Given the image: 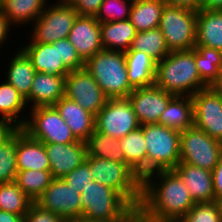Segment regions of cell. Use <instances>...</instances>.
Returning <instances> with one entry per match:
<instances>
[{"mask_svg":"<svg viewBox=\"0 0 222 222\" xmlns=\"http://www.w3.org/2000/svg\"><path fill=\"white\" fill-rule=\"evenodd\" d=\"M189 190L173 170L153 172L142 179L143 220H181L193 207Z\"/></svg>","mask_w":222,"mask_h":222,"instance_id":"obj_1","label":"cell"},{"mask_svg":"<svg viewBox=\"0 0 222 222\" xmlns=\"http://www.w3.org/2000/svg\"><path fill=\"white\" fill-rule=\"evenodd\" d=\"M155 85L178 96H192L208 87L198 72L195 48L171 51L164 59L157 62Z\"/></svg>","mask_w":222,"mask_h":222,"instance_id":"obj_2","label":"cell"},{"mask_svg":"<svg viewBox=\"0 0 222 222\" xmlns=\"http://www.w3.org/2000/svg\"><path fill=\"white\" fill-rule=\"evenodd\" d=\"M84 68L108 98H127L134 90L129 84L124 52L103 49L88 59Z\"/></svg>","mask_w":222,"mask_h":222,"instance_id":"obj_3","label":"cell"},{"mask_svg":"<svg viewBox=\"0 0 222 222\" xmlns=\"http://www.w3.org/2000/svg\"><path fill=\"white\" fill-rule=\"evenodd\" d=\"M94 181L117 191L131 206L140 205L142 179L126 163L86 156Z\"/></svg>","mask_w":222,"mask_h":222,"instance_id":"obj_4","label":"cell"},{"mask_svg":"<svg viewBox=\"0 0 222 222\" xmlns=\"http://www.w3.org/2000/svg\"><path fill=\"white\" fill-rule=\"evenodd\" d=\"M147 150L146 176L172 170L180 162V132L160 124L143 125Z\"/></svg>","mask_w":222,"mask_h":222,"instance_id":"obj_5","label":"cell"},{"mask_svg":"<svg viewBox=\"0 0 222 222\" xmlns=\"http://www.w3.org/2000/svg\"><path fill=\"white\" fill-rule=\"evenodd\" d=\"M77 16V11L66 0H57L51 5L49 2L32 24L31 35H28L29 41L26 44L53 43L68 38Z\"/></svg>","mask_w":222,"mask_h":222,"instance_id":"obj_6","label":"cell"},{"mask_svg":"<svg viewBox=\"0 0 222 222\" xmlns=\"http://www.w3.org/2000/svg\"><path fill=\"white\" fill-rule=\"evenodd\" d=\"M196 20L197 11L165 5L159 28L170 52L194 49L196 45Z\"/></svg>","mask_w":222,"mask_h":222,"instance_id":"obj_7","label":"cell"},{"mask_svg":"<svg viewBox=\"0 0 222 222\" xmlns=\"http://www.w3.org/2000/svg\"><path fill=\"white\" fill-rule=\"evenodd\" d=\"M30 116L21 127L30 137L42 143H74L78 140L54 106L29 109Z\"/></svg>","mask_w":222,"mask_h":222,"instance_id":"obj_8","label":"cell"},{"mask_svg":"<svg viewBox=\"0 0 222 222\" xmlns=\"http://www.w3.org/2000/svg\"><path fill=\"white\" fill-rule=\"evenodd\" d=\"M82 219L113 220L131 205L114 189L93 181L81 193Z\"/></svg>","mask_w":222,"mask_h":222,"instance_id":"obj_9","label":"cell"},{"mask_svg":"<svg viewBox=\"0 0 222 222\" xmlns=\"http://www.w3.org/2000/svg\"><path fill=\"white\" fill-rule=\"evenodd\" d=\"M180 162L212 171L222 156V142L192 126L180 132Z\"/></svg>","mask_w":222,"mask_h":222,"instance_id":"obj_10","label":"cell"},{"mask_svg":"<svg viewBox=\"0 0 222 222\" xmlns=\"http://www.w3.org/2000/svg\"><path fill=\"white\" fill-rule=\"evenodd\" d=\"M140 126L128 97L109 98L95 116V130L115 139L125 137Z\"/></svg>","mask_w":222,"mask_h":222,"instance_id":"obj_11","label":"cell"},{"mask_svg":"<svg viewBox=\"0 0 222 222\" xmlns=\"http://www.w3.org/2000/svg\"><path fill=\"white\" fill-rule=\"evenodd\" d=\"M80 199L81 194L70 187L63 178H53L35 203L67 222H76L82 219L83 208Z\"/></svg>","mask_w":222,"mask_h":222,"instance_id":"obj_12","label":"cell"},{"mask_svg":"<svg viewBox=\"0 0 222 222\" xmlns=\"http://www.w3.org/2000/svg\"><path fill=\"white\" fill-rule=\"evenodd\" d=\"M64 96L95 116L109 99L85 68L70 71L65 77Z\"/></svg>","mask_w":222,"mask_h":222,"instance_id":"obj_13","label":"cell"},{"mask_svg":"<svg viewBox=\"0 0 222 222\" xmlns=\"http://www.w3.org/2000/svg\"><path fill=\"white\" fill-rule=\"evenodd\" d=\"M194 126L222 142V93L212 86L192 95Z\"/></svg>","mask_w":222,"mask_h":222,"instance_id":"obj_14","label":"cell"},{"mask_svg":"<svg viewBox=\"0 0 222 222\" xmlns=\"http://www.w3.org/2000/svg\"><path fill=\"white\" fill-rule=\"evenodd\" d=\"M174 94L166 92L155 84L135 88L128 99L130 100L140 125L157 124Z\"/></svg>","mask_w":222,"mask_h":222,"instance_id":"obj_15","label":"cell"},{"mask_svg":"<svg viewBox=\"0 0 222 222\" xmlns=\"http://www.w3.org/2000/svg\"><path fill=\"white\" fill-rule=\"evenodd\" d=\"M68 39L84 62L103 50L100 23L94 16L78 15Z\"/></svg>","mask_w":222,"mask_h":222,"instance_id":"obj_16","label":"cell"},{"mask_svg":"<svg viewBox=\"0 0 222 222\" xmlns=\"http://www.w3.org/2000/svg\"><path fill=\"white\" fill-rule=\"evenodd\" d=\"M53 178H62L81 165L87 156L85 142L44 143Z\"/></svg>","mask_w":222,"mask_h":222,"instance_id":"obj_17","label":"cell"},{"mask_svg":"<svg viewBox=\"0 0 222 222\" xmlns=\"http://www.w3.org/2000/svg\"><path fill=\"white\" fill-rule=\"evenodd\" d=\"M185 184L194 203L215 201L212 171L179 162L172 169Z\"/></svg>","mask_w":222,"mask_h":222,"instance_id":"obj_18","label":"cell"},{"mask_svg":"<svg viewBox=\"0 0 222 222\" xmlns=\"http://www.w3.org/2000/svg\"><path fill=\"white\" fill-rule=\"evenodd\" d=\"M64 89L65 76L36 72L30 95L25 99L28 109L53 106L64 97Z\"/></svg>","mask_w":222,"mask_h":222,"instance_id":"obj_19","label":"cell"},{"mask_svg":"<svg viewBox=\"0 0 222 222\" xmlns=\"http://www.w3.org/2000/svg\"><path fill=\"white\" fill-rule=\"evenodd\" d=\"M20 48L30 58L36 72L67 76L70 70L60 59L59 40L53 43H29Z\"/></svg>","mask_w":222,"mask_h":222,"instance_id":"obj_20","label":"cell"},{"mask_svg":"<svg viewBox=\"0 0 222 222\" xmlns=\"http://www.w3.org/2000/svg\"><path fill=\"white\" fill-rule=\"evenodd\" d=\"M16 162L17 171H50V161L44 143L30 137L21 128H17Z\"/></svg>","mask_w":222,"mask_h":222,"instance_id":"obj_21","label":"cell"},{"mask_svg":"<svg viewBox=\"0 0 222 222\" xmlns=\"http://www.w3.org/2000/svg\"><path fill=\"white\" fill-rule=\"evenodd\" d=\"M53 106L78 141L85 142L95 130V115L82 108L77 102L64 96Z\"/></svg>","mask_w":222,"mask_h":222,"instance_id":"obj_22","label":"cell"},{"mask_svg":"<svg viewBox=\"0 0 222 222\" xmlns=\"http://www.w3.org/2000/svg\"><path fill=\"white\" fill-rule=\"evenodd\" d=\"M222 52V11L199 9L196 20V45Z\"/></svg>","mask_w":222,"mask_h":222,"instance_id":"obj_23","label":"cell"},{"mask_svg":"<svg viewBox=\"0 0 222 222\" xmlns=\"http://www.w3.org/2000/svg\"><path fill=\"white\" fill-rule=\"evenodd\" d=\"M17 49L12 59L8 57V67L4 69H7V73L5 72L6 76L3 78L26 99L30 95L36 70L27 54L18 46Z\"/></svg>","mask_w":222,"mask_h":222,"instance_id":"obj_24","label":"cell"},{"mask_svg":"<svg viewBox=\"0 0 222 222\" xmlns=\"http://www.w3.org/2000/svg\"><path fill=\"white\" fill-rule=\"evenodd\" d=\"M124 53L130 86L135 89L154 85L157 62L145 52L128 50Z\"/></svg>","mask_w":222,"mask_h":222,"instance_id":"obj_25","label":"cell"},{"mask_svg":"<svg viewBox=\"0 0 222 222\" xmlns=\"http://www.w3.org/2000/svg\"><path fill=\"white\" fill-rule=\"evenodd\" d=\"M157 124L182 132L194 126V105L192 96L175 95L161 114Z\"/></svg>","mask_w":222,"mask_h":222,"instance_id":"obj_26","label":"cell"},{"mask_svg":"<svg viewBox=\"0 0 222 222\" xmlns=\"http://www.w3.org/2000/svg\"><path fill=\"white\" fill-rule=\"evenodd\" d=\"M47 4V0H4L0 10L12 27H24L32 25Z\"/></svg>","mask_w":222,"mask_h":222,"instance_id":"obj_27","label":"cell"},{"mask_svg":"<svg viewBox=\"0 0 222 222\" xmlns=\"http://www.w3.org/2000/svg\"><path fill=\"white\" fill-rule=\"evenodd\" d=\"M102 46L105 50L126 52L137 31L129 19L100 23Z\"/></svg>","mask_w":222,"mask_h":222,"instance_id":"obj_28","label":"cell"},{"mask_svg":"<svg viewBox=\"0 0 222 222\" xmlns=\"http://www.w3.org/2000/svg\"><path fill=\"white\" fill-rule=\"evenodd\" d=\"M119 143L125 156L126 164L132 168L141 179L145 178L147 150L143 136V125L119 139Z\"/></svg>","mask_w":222,"mask_h":222,"instance_id":"obj_29","label":"cell"},{"mask_svg":"<svg viewBox=\"0 0 222 222\" xmlns=\"http://www.w3.org/2000/svg\"><path fill=\"white\" fill-rule=\"evenodd\" d=\"M27 107L25 98L11 84L6 80L0 82V119L21 128L27 119L23 113Z\"/></svg>","mask_w":222,"mask_h":222,"instance_id":"obj_30","label":"cell"},{"mask_svg":"<svg viewBox=\"0 0 222 222\" xmlns=\"http://www.w3.org/2000/svg\"><path fill=\"white\" fill-rule=\"evenodd\" d=\"M164 0H133L129 20L137 32L159 27Z\"/></svg>","mask_w":222,"mask_h":222,"instance_id":"obj_31","label":"cell"},{"mask_svg":"<svg viewBox=\"0 0 222 222\" xmlns=\"http://www.w3.org/2000/svg\"><path fill=\"white\" fill-rule=\"evenodd\" d=\"M85 145L87 156L126 163L125 156L120 148L119 139L94 130L85 141Z\"/></svg>","mask_w":222,"mask_h":222,"instance_id":"obj_32","label":"cell"},{"mask_svg":"<svg viewBox=\"0 0 222 222\" xmlns=\"http://www.w3.org/2000/svg\"><path fill=\"white\" fill-rule=\"evenodd\" d=\"M195 63L201 80L208 86H213L218 80L222 67V52L214 48L195 46Z\"/></svg>","mask_w":222,"mask_h":222,"instance_id":"obj_33","label":"cell"},{"mask_svg":"<svg viewBox=\"0 0 222 222\" xmlns=\"http://www.w3.org/2000/svg\"><path fill=\"white\" fill-rule=\"evenodd\" d=\"M129 50L145 52L156 62H160L170 53L159 27L137 32Z\"/></svg>","mask_w":222,"mask_h":222,"instance_id":"obj_34","label":"cell"},{"mask_svg":"<svg viewBox=\"0 0 222 222\" xmlns=\"http://www.w3.org/2000/svg\"><path fill=\"white\" fill-rule=\"evenodd\" d=\"M52 180L50 171L25 170L16 173L14 182L33 202H36Z\"/></svg>","mask_w":222,"mask_h":222,"instance_id":"obj_35","label":"cell"},{"mask_svg":"<svg viewBox=\"0 0 222 222\" xmlns=\"http://www.w3.org/2000/svg\"><path fill=\"white\" fill-rule=\"evenodd\" d=\"M33 201L13 182L0 183V210L25 217Z\"/></svg>","mask_w":222,"mask_h":222,"instance_id":"obj_36","label":"cell"},{"mask_svg":"<svg viewBox=\"0 0 222 222\" xmlns=\"http://www.w3.org/2000/svg\"><path fill=\"white\" fill-rule=\"evenodd\" d=\"M17 129L0 145V183L15 181L17 171L16 162Z\"/></svg>","mask_w":222,"mask_h":222,"instance_id":"obj_37","label":"cell"},{"mask_svg":"<svg viewBox=\"0 0 222 222\" xmlns=\"http://www.w3.org/2000/svg\"><path fill=\"white\" fill-rule=\"evenodd\" d=\"M132 3L133 0H103L95 18L99 23L129 19Z\"/></svg>","mask_w":222,"mask_h":222,"instance_id":"obj_38","label":"cell"},{"mask_svg":"<svg viewBox=\"0 0 222 222\" xmlns=\"http://www.w3.org/2000/svg\"><path fill=\"white\" fill-rule=\"evenodd\" d=\"M181 222H222V217L216 201L195 203Z\"/></svg>","mask_w":222,"mask_h":222,"instance_id":"obj_39","label":"cell"},{"mask_svg":"<svg viewBox=\"0 0 222 222\" xmlns=\"http://www.w3.org/2000/svg\"><path fill=\"white\" fill-rule=\"evenodd\" d=\"M62 178L80 194L94 181L89 163L86 160Z\"/></svg>","mask_w":222,"mask_h":222,"instance_id":"obj_40","label":"cell"},{"mask_svg":"<svg viewBox=\"0 0 222 222\" xmlns=\"http://www.w3.org/2000/svg\"><path fill=\"white\" fill-rule=\"evenodd\" d=\"M59 53L64 65L70 70H80L85 66V62L79 56L75 47L68 38L59 40Z\"/></svg>","mask_w":222,"mask_h":222,"instance_id":"obj_41","label":"cell"},{"mask_svg":"<svg viewBox=\"0 0 222 222\" xmlns=\"http://www.w3.org/2000/svg\"><path fill=\"white\" fill-rule=\"evenodd\" d=\"M24 222H67L64 218L41 208L33 202L24 217Z\"/></svg>","mask_w":222,"mask_h":222,"instance_id":"obj_42","label":"cell"},{"mask_svg":"<svg viewBox=\"0 0 222 222\" xmlns=\"http://www.w3.org/2000/svg\"><path fill=\"white\" fill-rule=\"evenodd\" d=\"M76 11L78 15L94 16L100 10L103 0H66Z\"/></svg>","mask_w":222,"mask_h":222,"instance_id":"obj_43","label":"cell"},{"mask_svg":"<svg viewBox=\"0 0 222 222\" xmlns=\"http://www.w3.org/2000/svg\"><path fill=\"white\" fill-rule=\"evenodd\" d=\"M76 222H143V217L140 206L132 205L122 216L113 220L80 219Z\"/></svg>","mask_w":222,"mask_h":222,"instance_id":"obj_44","label":"cell"},{"mask_svg":"<svg viewBox=\"0 0 222 222\" xmlns=\"http://www.w3.org/2000/svg\"><path fill=\"white\" fill-rule=\"evenodd\" d=\"M213 175V189L215 194V201L222 197V156L212 170Z\"/></svg>","mask_w":222,"mask_h":222,"instance_id":"obj_45","label":"cell"},{"mask_svg":"<svg viewBox=\"0 0 222 222\" xmlns=\"http://www.w3.org/2000/svg\"><path fill=\"white\" fill-rule=\"evenodd\" d=\"M166 5L174 7H183L198 11L200 9V0H164Z\"/></svg>","mask_w":222,"mask_h":222,"instance_id":"obj_46","label":"cell"},{"mask_svg":"<svg viewBox=\"0 0 222 222\" xmlns=\"http://www.w3.org/2000/svg\"><path fill=\"white\" fill-rule=\"evenodd\" d=\"M11 29L13 30L12 26L8 23V20L0 10V46L4 45V43L7 42V39L9 40V36H11L10 32L13 33Z\"/></svg>","mask_w":222,"mask_h":222,"instance_id":"obj_47","label":"cell"},{"mask_svg":"<svg viewBox=\"0 0 222 222\" xmlns=\"http://www.w3.org/2000/svg\"><path fill=\"white\" fill-rule=\"evenodd\" d=\"M17 129L11 122L0 119V145Z\"/></svg>","mask_w":222,"mask_h":222,"instance_id":"obj_48","label":"cell"},{"mask_svg":"<svg viewBox=\"0 0 222 222\" xmlns=\"http://www.w3.org/2000/svg\"><path fill=\"white\" fill-rule=\"evenodd\" d=\"M0 222H24V217L0 210Z\"/></svg>","mask_w":222,"mask_h":222,"instance_id":"obj_49","label":"cell"},{"mask_svg":"<svg viewBox=\"0 0 222 222\" xmlns=\"http://www.w3.org/2000/svg\"><path fill=\"white\" fill-rule=\"evenodd\" d=\"M222 0H200V9H221Z\"/></svg>","mask_w":222,"mask_h":222,"instance_id":"obj_50","label":"cell"},{"mask_svg":"<svg viewBox=\"0 0 222 222\" xmlns=\"http://www.w3.org/2000/svg\"><path fill=\"white\" fill-rule=\"evenodd\" d=\"M212 87L215 90L222 93V67H221L220 72H219L218 80L214 83V85Z\"/></svg>","mask_w":222,"mask_h":222,"instance_id":"obj_51","label":"cell"},{"mask_svg":"<svg viewBox=\"0 0 222 222\" xmlns=\"http://www.w3.org/2000/svg\"><path fill=\"white\" fill-rule=\"evenodd\" d=\"M216 203L218 204L219 211H220V214L222 217V197L220 199L216 200Z\"/></svg>","mask_w":222,"mask_h":222,"instance_id":"obj_52","label":"cell"},{"mask_svg":"<svg viewBox=\"0 0 222 222\" xmlns=\"http://www.w3.org/2000/svg\"><path fill=\"white\" fill-rule=\"evenodd\" d=\"M143 222H181V221L180 220H173V221L143 220Z\"/></svg>","mask_w":222,"mask_h":222,"instance_id":"obj_53","label":"cell"},{"mask_svg":"<svg viewBox=\"0 0 222 222\" xmlns=\"http://www.w3.org/2000/svg\"><path fill=\"white\" fill-rule=\"evenodd\" d=\"M3 1L4 0H0V9H1L2 5H3Z\"/></svg>","mask_w":222,"mask_h":222,"instance_id":"obj_54","label":"cell"}]
</instances>
